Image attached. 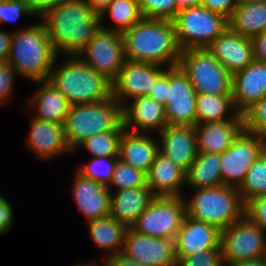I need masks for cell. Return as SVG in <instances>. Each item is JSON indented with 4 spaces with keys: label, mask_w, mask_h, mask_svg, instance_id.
I'll return each instance as SVG.
<instances>
[{
    "label": "cell",
    "mask_w": 266,
    "mask_h": 266,
    "mask_svg": "<svg viewBox=\"0 0 266 266\" xmlns=\"http://www.w3.org/2000/svg\"><path fill=\"white\" fill-rule=\"evenodd\" d=\"M41 21L58 56L78 55L101 28L100 14L86 0H68L51 9Z\"/></svg>",
    "instance_id": "1"
},
{
    "label": "cell",
    "mask_w": 266,
    "mask_h": 266,
    "mask_svg": "<svg viewBox=\"0 0 266 266\" xmlns=\"http://www.w3.org/2000/svg\"><path fill=\"white\" fill-rule=\"evenodd\" d=\"M122 38L126 60L167 68L178 66L182 50L173 21L142 18L124 31Z\"/></svg>",
    "instance_id": "2"
},
{
    "label": "cell",
    "mask_w": 266,
    "mask_h": 266,
    "mask_svg": "<svg viewBox=\"0 0 266 266\" xmlns=\"http://www.w3.org/2000/svg\"><path fill=\"white\" fill-rule=\"evenodd\" d=\"M58 57L42 21L12 32L6 62L16 71V75L36 83L46 81Z\"/></svg>",
    "instance_id": "3"
},
{
    "label": "cell",
    "mask_w": 266,
    "mask_h": 266,
    "mask_svg": "<svg viewBox=\"0 0 266 266\" xmlns=\"http://www.w3.org/2000/svg\"><path fill=\"white\" fill-rule=\"evenodd\" d=\"M48 81L60 91L70 105L105 101L112 96V84L95 72L77 55L54 63Z\"/></svg>",
    "instance_id": "4"
},
{
    "label": "cell",
    "mask_w": 266,
    "mask_h": 266,
    "mask_svg": "<svg viewBox=\"0 0 266 266\" xmlns=\"http://www.w3.org/2000/svg\"><path fill=\"white\" fill-rule=\"evenodd\" d=\"M112 130H125L122 106L112 96L105 101L70 105L64 131L72 153L94 134Z\"/></svg>",
    "instance_id": "5"
},
{
    "label": "cell",
    "mask_w": 266,
    "mask_h": 266,
    "mask_svg": "<svg viewBox=\"0 0 266 266\" xmlns=\"http://www.w3.org/2000/svg\"><path fill=\"white\" fill-rule=\"evenodd\" d=\"M185 202L187 216L224 230L245 215V203L233 186L194 189Z\"/></svg>",
    "instance_id": "6"
},
{
    "label": "cell",
    "mask_w": 266,
    "mask_h": 266,
    "mask_svg": "<svg viewBox=\"0 0 266 266\" xmlns=\"http://www.w3.org/2000/svg\"><path fill=\"white\" fill-rule=\"evenodd\" d=\"M178 66L197 94L232 95V74L207 50H182Z\"/></svg>",
    "instance_id": "7"
},
{
    "label": "cell",
    "mask_w": 266,
    "mask_h": 266,
    "mask_svg": "<svg viewBox=\"0 0 266 266\" xmlns=\"http://www.w3.org/2000/svg\"><path fill=\"white\" fill-rule=\"evenodd\" d=\"M172 21L181 50L207 48L228 28L227 18L201 5L180 10Z\"/></svg>",
    "instance_id": "8"
},
{
    "label": "cell",
    "mask_w": 266,
    "mask_h": 266,
    "mask_svg": "<svg viewBox=\"0 0 266 266\" xmlns=\"http://www.w3.org/2000/svg\"><path fill=\"white\" fill-rule=\"evenodd\" d=\"M220 251L224 266L266 256V232L245 215L221 230Z\"/></svg>",
    "instance_id": "9"
},
{
    "label": "cell",
    "mask_w": 266,
    "mask_h": 266,
    "mask_svg": "<svg viewBox=\"0 0 266 266\" xmlns=\"http://www.w3.org/2000/svg\"><path fill=\"white\" fill-rule=\"evenodd\" d=\"M186 197H155L131 227L139 234L174 239L186 217Z\"/></svg>",
    "instance_id": "10"
},
{
    "label": "cell",
    "mask_w": 266,
    "mask_h": 266,
    "mask_svg": "<svg viewBox=\"0 0 266 266\" xmlns=\"http://www.w3.org/2000/svg\"><path fill=\"white\" fill-rule=\"evenodd\" d=\"M265 149L266 142L257 134L243 129L233 144L220 153L223 185L238 188L244 181L249 168Z\"/></svg>",
    "instance_id": "11"
},
{
    "label": "cell",
    "mask_w": 266,
    "mask_h": 266,
    "mask_svg": "<svg viewBox=\"0 0 266 266\" xmlns=\"http://www.w3.org/2000/svg\"><path fill=\"white\" fill-rule=\"evenodd\" d=\"M77 56L112 82L126 60L122 34L100 28Z\"/></svg>",
    "instance_id": "12"
},
{
    "label": "cell",
    "mask_w": 266,
    "mask_h": 266,
    "mask_svg": "<svg viewBox=\"0 0 266 266\" xmlns=\"http://www.w3.org/2000/svg\"><path fill=\"white\" fill-rule=\"evenodd\" d=\"M196 99L197 93L181 68H167V125L195 126Z\"/></svg>",
    "instance_id": "13"
},
{
    "label": "cell",
    "mask_w": 266,
    "mask_h": 266,
    "mask_svg": "<svg viewBox=\"0 0 266 266\" xmlns=\"http://www.w3.org/2000/svg\"><path fill=\"white\" fill-rule=\"evenodd\" d=\"M167 69L151 63L125 60L111 82L112 97L123 107L129 101L149 95L156 79Z\"/></svg>",
    "instance_id": "14"
},
{
    "label": "cell",
    "mask_w": 266,
    "mask_h": 266,
    "mask_svg": "<svg viewBox=\"0 0 266 266\" xmlns=\"http://www.w3.org/2000/svg\"><path fill=\"white\" fill-rule=\"evenodd\" d=\"M121 254L145 266H176L174 239L153 238L128 228Z\"/></svg>",
    "instance_id": "15"
},
{
    "label": "cell",
    "mask_w": 266,
    "mask_h": 266,
    "mask_svg": "<svg viewBox=\"0 0 266 266\" xmlns=\"http://www.w3.org/2000/svg\"><path fill=\"white\" fill-rule=\"evenodd\" d=\"M220 233L217 227L186 215L174 238L176 260L204 249H217L220 247Z\"/></svg>",
    "instance_id": "16"
},
{
    "label": "cell",
    "mask_w": 266,
    "mask_h": 266,
    "mask_svg": "<svg viewBox=\"0 0 266 266\" xmlns=\"http://www.w3.org/2000/svg\"><path fill=\"white\" fill-rule=\"evenodd\" d=\"M159 133V151L186 173L197 155L195 126L167 125Z\"/></svg>",
    "instance_id": "17"
},
{
    "label": "cell",
    "mask_w": 266,
    "mask_h": 266,
    "mask_svg": "<svg viewBox=\"0 0 266 266\" xmlns=\"http://www.w3.org/2000/svg\"><path fill=\"white\" fill-rule=\"evenodd\" d=\"M207 50L232 75L246 68L253 60L251 38L244 37L227 28Z\"/></svg>",
    "instance_id": "18"
},
{
    "label": "cell",
    "mask_w": 266,
    "mask_h": 266,
    "mask_svg": "<svg viewBox=\"0 0 266 266\" xmlns=\"http://www.w3.org/2000/svg\"><path fill=\"white\" fill-rule=\"evenodd\" d=\"M231 96L239 114L266 97V62L253 60L246 68L233 74Z\"/></svg>",
    "instance_id": "19"
},
{
    "label": "cell",
    "mask_w": 266,
    "mask_h": 266,
    "mask_svg": "<svg viewBox=\"0 0 266 266\" xmlns=\"http://www.w3.org/2000/svg\"><path fill=\"white\" fill-rule=\"evenodd\" d=\"M122 107L124 128L136 133L159 132L167 126L165 106L150 96H143L128 101Z\"/></svg>",
    "instance_id": "20"
},
{
    "label": "cell",
    "mask_w": 266,
    "mask_h": 266,
    "mask_svg": "<svg viewBox=\"0 0 266 266\" xmlns=\"http://www.w3.org/2000/svg\"><path fill=\"white\" fill-rule=\"evenodd\" d=\"M73 198L85 220L91 221L109 215L110 190L76 171L72 184Z\"/></svg>",
    "instance_id": "21"
},
{
    "label": "cell",
    "mask_w": 266,
    "mask_h": 266,
    "mask_svg": "<svg viewBox=\"0 0 266 266\" xmlns=\"http://www.w3.org/2000/svg\"><path fill=\"white\" fill-rule=\"evenodd\" d=\"M29 133L26 143L28 148L36 154V158L46 160L72 152L66 142L64 125L33 117Z\"/></svg>",
    "instance_id": "22"
},
{
    "label": "cell",
    "mask_w": 266,
    "mask_h": 266,
    "mask_svg": "<svg viewBox=\"0 0 266 266\" xmlns=\"http://www.w3.org/2000/svg\"><path fill=\"white\" fill-rule=\"evenodd\" d=\"M146 185L156 197H182L185 172L167 156L157 152L155 160L146 173Z\"/></svg>",
    "instance_id": "23"
},
{
    "label": "cell",
    "mask_w": 266,
    "mask_h": 266,
    "mask_svg": "<svg viewBox=\"0 0 266 266\" xmlns=\"http://www.w3.org/2000/svg\"><path fill=\"white\" fill-rule=\"evenodd\" d=\"M112 192L111 190L109 215L127 228L135 224L139 215L156 197L147 185Z\"/></svg>",
    "instance_id": "24"
},
{
    "label": "cell",
    "mask_w": 266,
    "mask_h": 266,
    "mask_svg": "<svg viewBox=\"0 0 266 266\" xmlns=\"http://www.w3.org/2000/svg\"><path fill=\"white\" fill-rule=\"evenodd\" d=\"M244 129L243 120H225L195 125L197 153H222Z\"/></svg>",
    "instance_id": "25"
},
{
    "label": "cell",
    "mask_w": 266,
    "mask_h": 266,
    "mask_svg": "<svg viewBox=\"0 0 266 266\" xmlns=\"http://www.w3.org/2000/svg\"><path fill=\"white\" fill-rule=\"evenodd\" d=\"M159 151V142L150 133L124 130L119 144L118 158L147 173Z\"/></svg>",
    "instance_id": "26"
},
{
    "label": "cell",
    "mask_w": 266,
    "mask_h": 266,
    "mask_svg": "<svg viewBox=\"0 0 266 266\" xmlns=\"http://www.w3.org/2000/svg\"><path fill=\"white\" fill-rule=\"evenodd\" d=\"M39 84L41 86L27 101L26 108H36L34 117L38 119L64 125L70 107L66 97L48 80L41 81Z\"/></svg>",
    "instance_id": "27"
},
{
    "label": "cell",
    "mask_w": 266,
    "mask_h": 266,
    "mask_svg": "<svg viewBox=\"0 0 266 266\" xmlns=\"http://www.w3.org/2000/svg\"><path fill=\"white\" fill-rule=\"evenodd\" d=\"M86 223L90 230L91 239L96 246L100 249H109L102 261L121 253L125 233L128 229L124 224L116 221L110 215Z\"/></svg>",
    "instance_id": "28"
},
{
    "label": "cell",
    "mask_w": 266,
    "mask_h": 266,
    "mask_svg": "<svg viewBox=\"0 0 266 266\" xmlns=\"http://www.w3.org/2000/svg\"><path fill=\"white\" fill-rule=\"evenodd\" d=\"M220 153H197L185 173V184L191 189L222 186Z\"/></svg>",
    "instance_id": "29"
},
{
    "label": "cell",
    "mask_w": 266,
    "mask_h": 266,
    "mask_svg": "<svg viewBox=\"0 0 266 266\" xmlns=\"http://www.w3.org/2000/svg\"><path fill=\"white\" fill-rule=\"evenodd\" d=\"M228 28L248 38L259 35L266 30V2H239L228 19Z\"/></svg>",
    "instance_id": "30"
},
{
    "label": "cell",
    "mask_w": 266,
    "mask_h": 266,
    "mask_svg": "<svg viewBox=\"0 0 266 266\" xmlns=\"http://www.w3.org/2000/svg\"><path fill=\"white\" fill-rule=\"evenodd\" d=\"M231 110L232 114L227 116L229 114L226 113ZM225 120H243L242 114L236 111L231 95L197 94L196 124Z\"/></svg>",
    "instance_id": "31"
},
{
    "label": "cell",
    "mask_w": 266,
    "mask_h": 266,
    "mask_svg": "<svg viewBox=\"0 0 266 266\" xmlns=\"http://www.w3.org/2000/svg\"><path fill=\"white\" fill-rule=\"evenodd\" d=\"M108 14L114 22L112 26L102 24ZM142 18L138 0H113L100 13L101 28L121 34L137 24Z\"/></svg>",
    "instance_id": "32"
},
{
    "label": "cell",
    "mask_w": 266,
    "mask_h": 266,
    "mask_svg": "<svg viewBox=\"0 0 266 266\" xmlns=\"http://www.w3.org/2000/svg\"><path fill=\"white\" fill-rule=\"evenodd\" d=\"M237 189L244 203L254 197L266 195V149L249 168Z\"/></svg>",
    "instance_id": "33"
},
{
    "label": "cell",
    "mask_w": 266,
    "mask_h": 266,
    "mask_svg": "<svg viewBox=\"0 0 266 266\" xmlns=\"http://www.w3.org/2000/svg\"><path fill=\"white\" fill-rule=\"evenodd\" d=\"M124 130L94 134L80 145L93 157H118L120 139Z\"/></svg>",
    "instance_id": "34"
},
{
    "label": "cell",
    "mask_w": 266,
    "mask_h": 266,
    "mask_svg": "<svg viewBox=\"0 0 266 266\" xmlns=\"http://www.w3.org/2000/svg\"><path fill=\"white\" fill-rule=\"evenodd\" d=\"M121 191L146 186V173L118 159L107 188Z\"/></svg>",
    "instance_id": "35"
},
{
    "label": "cell",
    "mask_w": 266,
    "mask_h": 266,
    "mask_svg": "<svg viewBox=\"0 0 266 266\" xmlns=\"http://www.w3.org/2000/svg\"><path fill=\"white\" fill-rule=\"evenodd\" d=\"M118 159V157H93L89 163L81 165L76 171L86 178L108 186Z\"/></svg>",
    "instance_id": "36"
},
{
    "label": "cell",
    "mask_w": 266,
    "mask_h": 266,
    "mask_svg": "<svg viewBox=\"0 0 266 266\" xmlns=\"http://www.w3.org/2000/svg\"><path fill=\"white\" fill-rule=\"evenodd\" d=\"M244 129L266 142V97L255 101L243 113Z\"/></svg>",
    "instance_id": "37"
},
{
    "label": "cell",
    "mask_w": 266,
    "mask_h": 266,
    "mask_svg": "<svg viewBox=\"0 0 266 266\" xmlns=\"http://www.w3.org/2000/svg\"><path fill=\"white\" fill-rule=\"evenodd\" d=\"M143 18L173 20L178 14L176 0H138Z\"/></svg>",
    "instance_id": "38"
},
{
    "label": "cell",
    "mask_w": 266,
    "mask_h": 266,
    "mask_svg": "<svg viewBox=\"0 0 266 266\" xmlns=\"http://www.w3.org/2000/svg\"><path fill=\"white\" fill-rule=\"evenodd\" d=\"M176 266H224L220 247L217 249H204L200 252L181 258Z\"/></svg>",
    "instance_id": "39"
},
{
    "label": "cell",
    "mask_w": 266,
    "mask_h": 266,
    "mask_svg": "<svg viewBox=\"0 0 266 266\" xmlns=\"http://www.w3.org/2000/svg\"><path fill=\"white\" fill-rule=\"evenodd\" d=\"M22 15L33 14L24 0H0V23H16Z\"/></svg>",
    "instance_id": "40"
},
{
    "label": "cell",
    "mask_w": 266,
    "mask_h": 266,
    "mask_svg": "<svg viewBox=\"0 0 266 266\" xmlns=\"http://www.w3.org/2000/svg\"><path fill=\"white\" fill-rule=\"evenodd\" d=\"M245 216L266 232V195L254 197L245 203Z\"/></svg>",
    "instance_id": "41"
},
{
    "label": "cell",
    "mask_w": 266,
    "mask_h": 266,
    "mask_svg": "<svg viewBox=\"0 0 266 266\" xmlns=\"http://www.w3.org/2000/svg\"><path fill=\"white\" fill-rule=\"evenodd\" d=\"M16 71L6 62H0V104L12 98Z\"/></svg>",
    "instance_id": "42"
},
{
    "label": "cell",
    "mask_w": 266,
    "mask_h": 266,
    "mask_svg": "<svg viewBox=\"0 0 266 266\" xmlns=\"http://www.w3.org/2000/svg\"><path fill=\"white\" fill-rule=\"evenodd\" d=\"M239 0H201L200 5L229 19Z\"/></svg>",
    "instance_id": "43"
},
{
    "label": "cell",
    "mask_w": 266,
    "mask_h": 266,
    "mask_svg": "<svg viewBox=\"0 0 266 266\" xmlns=\"http://www.w3.org/2000/svg\"><path fill=\"white\" fill-rule=\"evenodd\" d=\"M29 11L40 19L51 9L56 8L68 0H24Z\"/></svg>",
    "instance_id": "44"
},
{
    "label": "cell",
    "mask_w": 266,
    "mask_h": 266,
    "mask_svg": "<svg viewBox=\"0 0 266 266\" xmlns=\"http://www.w3.org/2000/svg\"><path fill=\"white\" fill-rule=\"evenodd\" d=\"M13 208L9 201L0 195V236L7 233L13 224Z\"/></svg>",
    "instance_id": "45"
},
{
    "label": "cell",
    "mask_w": 266,
    "mask_h": 266,
    "mask_svg": "<svg viewBox=\"0 0 266 266\" xmlns=\"http://www.w3.org/2000/svg\"><path fill=\"white\" fill-rule=\"evenodd\" d=\"M148 96L164 106L167 105V69L156 79Z\"/></svg>",
    "instance_id": "46"
},
{
    "label": "cell",
    "mask_w": 266,
    "mask_h": 266,
    "mask_svg": "<svg viewBox=\"0 0 266 266\" xmlns=\"http://www.w3.org/2000/svg\"><path fill=\"white\" fill-rule=\"evenodd\" d=\"M254 60L266 62V30L251 38Z\"/></svg>",
    "instance_id": "47"
},
{
    "label": "cell",
    "mask_w": 266,
    "mask_h": 266,
    "mask_svg": "<svg viewBox=\"0 0 266 266\" xmlns=\"http://www.w3.org/2000/svg\"><path fill=\"white\" fill-rule=\"evenodd\" d=\"M103 262L104 266H145L135 261H132L131 259L125 257L121 253L112 256L110 258H107Z\"/></svg>",
    "instance_id": "48"
},
{
    "label": "cell",
    "mask_w": 266,
    "mask_h": 266,
    "mask_svg": "<svg viewBox=\"0 0 266 266\" xmlns=\"http://www.w3.org/2000/svg\"><path fill=\"white\" fill-rule=\"evenodd\" d=\"M12 32L0 30V62L6 61L11 46Z\"/></svg>",
    "instance_id": "49"
},
{
    "label": "cell",
    "mask_w": 266,
    "mask_h": 266,
    "mask_svg": "<svg viewBox=\"0 0 266 266\" xmlns=\"http://www.w3.org/2000/svg\"><path fill=\"white\" fill-rule=\"evenodd\" d=\"M113 0H86L91 9L96 13H101Z\"/></svg>",
    "instance_id": "50"
},
{
    "label": "cell",
    "mask_w": 266,
    "mask_h": 266,
    "mask_svg": "<svg viewBox=\"0 0 266 266\" xmlns=\"http://www.w3.org/2000/svg\"><path fill=\"white\" fill-rule=\"evenodd\" d=\"M229 266H266V256L258 259L236 262Z\"/></svg>",
    "instance_id": "51"
},
{
    "label": "cell",
    "mask_w": 266,
    "mask_h": 266,
    "mask_svg": "<svg viewBox=\"0 0 266 266\" xmlns=\"http://www.w3.org/2000/svg\"><path fill=\"white\" fill-rule=\"evenodd\" d=\"M178 10L200 6L201 0H176Z\"/></svg>",
    "instance_id": "52"
},
{
    "label": "cell",
    "mask_w": 266,
    "mask_h": 266,
    "mask_svg": "<svg viewBox=\"0 0 266 266\" xmlns=\"http://www.w3.org/2000/svg\"><path fill=\"white\" fill-rule=\"evenodd\" d=\"M98 263L96 262H94V260H93V262H90V263H77V264H75L74 266H99V265H97ZM102 266H104V265H102Z\"/></svg>",
    "instance_id": "53"
},
{
    "label": "cell",
    "mask_w": 266,
    "mask_h": 266,
    "mask_svg": "<svg viewBox=\"0 0 266 266\" xmlns=\"http://www.w3.org/2000/svg\"><path fill=\"white\" fill-rule=\"evenodd\" d=\"M239 2H249V3H265L266 0H239Z\"/></svg>",
    "instance_id": "54"
}]
</instances>
